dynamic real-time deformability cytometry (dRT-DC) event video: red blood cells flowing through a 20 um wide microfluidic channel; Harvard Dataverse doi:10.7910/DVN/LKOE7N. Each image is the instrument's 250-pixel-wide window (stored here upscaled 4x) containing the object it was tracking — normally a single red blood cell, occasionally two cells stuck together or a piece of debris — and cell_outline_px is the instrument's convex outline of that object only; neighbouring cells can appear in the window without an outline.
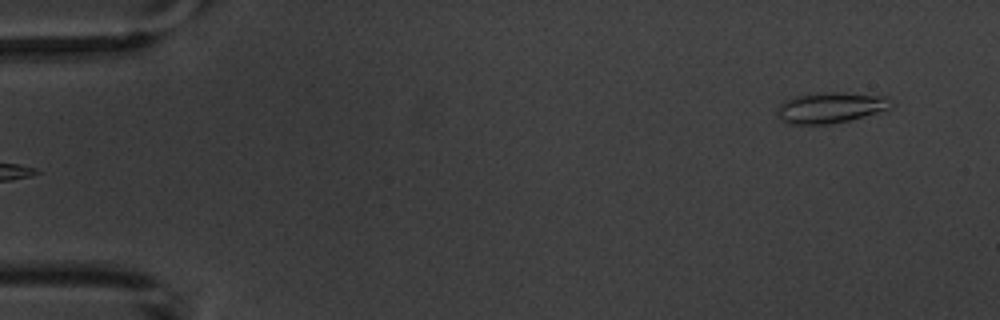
{"species": "common noctule bat (a hibernating species)", "species_latin": "Nyctalus noctula", "temperature_condition": "warm", "stored_images_in_passage": 4, "segment_of_instrument_passage": [2, 2], "camera_frame_rate_fps": 3000, "um_per_image_px": 0.085, "animal": {"sex": "male", "body_mass_g": 20.1, "forearm_length_mm": 53.5}, "frame": {"image": 1, "passage_image": 4, "time_ms": 3.333, "image_size_px": [1000, 320], "cell_outline_px": [[896, 104], [888, 108], [876, 112], [848, 120], [828, 124], [788, 124], [776, 112], [780, 104], [784, 100], [792, 96], [832, 92], [840, 92], [888, 96]], "centroid_in_image_um": [70.61, 9.13], "position_along_channel_um": 14.4, "area_um2": 20.23}}